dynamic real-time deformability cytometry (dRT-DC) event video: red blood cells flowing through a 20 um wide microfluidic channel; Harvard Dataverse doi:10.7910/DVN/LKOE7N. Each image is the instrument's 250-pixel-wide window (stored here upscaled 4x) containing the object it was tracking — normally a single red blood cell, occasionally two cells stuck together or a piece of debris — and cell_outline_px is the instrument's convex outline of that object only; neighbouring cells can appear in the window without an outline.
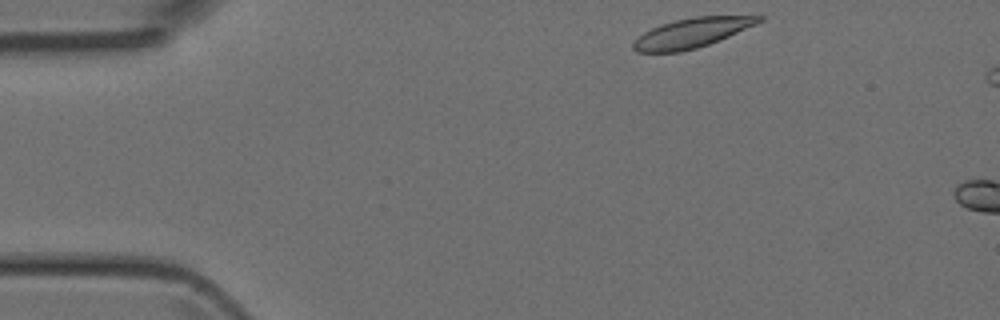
{"species": "Egyptian fruit bat (a non-hibernating species)", "species_latin": "Rousettus aegyptiacus", "temperature_condition": "room temperature", "stored_images_in_passage": 4, "camera_frame_rate_fps": 3000, "um_per_image_px": 0.085, "animal": {"sex": "female"}, "frame": {"image": 1, "passage_image": 1, "time_ms": 0.0, "image_size_px": [1000, 320], "cell_outline_px": [[764, 20], [756, 24], [728, 36], [708, 44], [696, 48], [680, 52], [636, 52], [632, 48], [632, 44], [644, 32], [660, 24], [676, 20], [696, 16], [760, 12], [764, 16]], "centroid_in_image_um": [58.97, 2.73], "position_along_channel_um": 26.0, "area_um2": 22.31}}